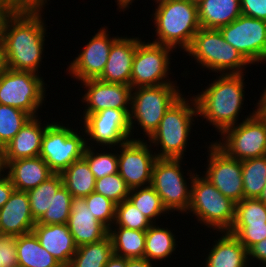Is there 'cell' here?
<instances>
[{"label": "cell", "mask_w": 266, "mask_h": 267, "mask_svg": "<svg viewBox=\"0 0 266 267\" xmlns=\"http://www.w3.org/2000/svg\"><path fill=\"white\" fill-rule=\"evenodd\" d=\"M266 224V205L258 198H243L235 203L233 225Z\"/></svg>", "instance_id": "obj_37"}, {"label": "cell", "mask_w": 266, "mask_h": 267, "mask_svg": "<svg viewBox=\"0 0 266 267\" xmlns=\"http://www.w3.org/2000/svg\"><path fill=\"white\" fill-rule=\"evenodd\" d=\"M7 70L5 50L2 40L0 39V76Z\"/></svg>", "instance_id": "obj_51"}, {"label": "cell", "mask_w": 266, "mask_h": 267, "mask_svg": "<svg viewBox=\"0 0 266 267\" xmlns=\"http://www.w3.org/2000/svg\"><path fill=\"white\" fill-rule=\"evenodd\" d=\"M2 151H3V148L0 146V153H2Z\"/></svg>", "instance_id": "obj_57"}, {"label": "cell", "mask_w": 266, "mask_h": 267, "mask_svg": "<svg viewBox=\"0 0 266 267\" xmlns=\"http://www.w3.org/2000/svg\"><path fill=\"white\" fill-rule=\"evenodd\" d=\"M61 177L63 186L73 198H85L95 190V176L84 158L73 162L61 173Z\"/></svg>", "instance_id": "obj_30"}, {"label": "cell", "mask_w": 266, "mask_h": 267, "mask_svg": "<svg viewBox=\"0 0 266 267\" xmlns=\"http://www.w3.org/2000/svg\"><path fill=\"white\" fill-rule=\"evenodd\" d=\"M213 233L218 237L212 236L215 240L212 246L204 248L209 252L204 255L205 262L201 261L203 266L200 267H249L248 251L233 234L228 231Z\"/></svg>", "instance_id": "obj_23"}, {"label": "cell", "mask_w": 266, "mask_h": 267, "mask_svg": "<svg viewBox=\"0 0 266 267\" xmlns=\"http://www.w3.org/2000/svg\"><path fill=\"white\" fill-rule=\"evenodd\" d=\"M5 174V165L3 161V153H0V177Z\"/></svg>", "instance_id": "obj_53"}, {"label": "cell", "mask_w": 266, "mask_h": 267, "mask_svg": "<svg viewBox=\"0 0 266 267\" xmlns=\"http://www.w3.org/2000/svg\"><path fill=\"white\" fill-rule=\"evenodd\" d=\"M189 1L192 2L195 5H198V4H200L204 0H189Z\"/></svg>", "instance_id": "obj_55"}, {"label": "cell", "mask_w": 266, "mask_h": 267, "mask_svg": "<svg viewBox=\"0 0 266 267\" xmlns=\"http://www.w3.org/2000/svg\"><path fill=\"white\" fill-rule=\"evenodd\" d=\"M242 15L266 21V0H240Z\"/></svg>", "instance_id": "obj_44"}, {"label": "cell", "mask_w": 266, "mask_h": 267, "mask_svg": "<svg viewBox=\"0 0 266 267\" xmlns=\"http://www.w3.org/2000/svg\"><path fill=\"white\" fill-rule=\"evenodd\" d=\"M35 224L27 192L14 190L0 209V235H24L32 232Z\"/></svg>", "instance_id": "obj_22"}, {"label": "cell", "mask_w": 266, "mask_h": 267, "mask_svg": "<svg viewBox=\"0 0 266 267\" xmlns=\"http://www.w3.org/2000/svg\"><path fill=\"white\" fill-rule=\"evenodd\" d=\"M62 119H55L47 126L39 155L54 174H61L73 162L82 159L86 148L85 131L81 126H77L80 123L70 124L65 118Z\"/></svg>", "instance_id": "obj_8"}, {"label": "cell", "mask_w": 266, "mask_h": 267, "mask_svg": "<svg viewBox=\"0 0 266 267\" xmlns=\"http://www.w3.org/2000/svg\"><path fill=\"white\" fill-rule=\"evenodd\" d=\"M152 224L128 199L116 204L115 221L112 226L146 231Z\"/></svg>", "instance_id": "obj_39"}, {"label": "cell", "mask_w": 266, "mask_h": 267, "mask_svg": "<svg viewBox=\"0 0 266 267\" xmlns=\"http://www.w3.org/2000/svg\"><path fill=\"white\" fill-rule=\"evenodd\" d=\"M112 240L108 235L99 242L78 246L70 267H105L113 256Z\"/></svg>", "instance_id": "obj_31"}, {"label": "cell", "mask_w": 266, "mask_h": 267, "mask_svg": "<svg viewBox=\"0 0 266 267\" xmlns=\"http://www.w3.org/2000/svg\"><path fill=\"white\" fill-rule=\"evenodd\" d=\"M197 6L200 26L207 29H219L242 14L240 0H204Z\"/></svg>", "instance_id": "obj_27"}, {"label": "cell", "mask_w": 266, "mask_h": 267, "mask_svg": "<svg viewBox=\"0 0 266 267\" xmlns=\"http://www.w3.org/2000/svg\"><path fill=\"white\" fill-rule=\"evenodd\" d=\"M0 267H18L15 237L0 235Z\"/></svg>", "instance_id": "obj_43"}, {"label": "cell", "mask_w": 266, "mask_h": 267, "mask_svg": "<svg viewBox=\"0 0 266 267\" xmlns=\"http://www.w3.org/2000/svg\"><path fill=\"white\" fill-rule=\"evenodd\" d=\"M224 40L252 64L266 63V21L240 15L219 28ZM260 62V63H259Z\"/></svg>", "instance_id": "obj_15"}, {"label": "cell", "mask_w": 266, "mask_h": 267, "mask_svg": "<svg viewBox=\"0 0 266 267\" xmlns=\"http://www.w3.org/2000/svg\"><path fill=\"white\" fill-rule=\"evenodd\" d=\"M18 267H59L61 264L43 248L33 232L15 236Z\"/></svg>", "instance_id": "obj_28"}, {"label": "cell", "mask_w": 266, "mask_h": 267, "mask_svg": "<svg viewBox=\"0 0 266 267\" xmlns=\"http://www.w3.org/2000/svg\"><path fill=\"white\" fill-rule=\"evenodd\" d=\"M248 262L250 267L252 265H258V267H261L266 264V238L256 243L248 250Z\"/></svg>", "instance_id": "obj_45"}, {"label": "cell", "mask_w": 266, "mask_h": 267, "mask_svg": "<svg viewBox=\"0 0 266 267\" xmlns=\"http://www.w3.org/2000/svg\"><path fill=\"white\" fill-rule=\"evenodd\" d=\"M183 160L184 158H157L152 169L151 186L171 214H175L176 211L178 214L185 215L191 202L193 178L199 172L194 167L183 170ZM185 170L188 171L187 174Z\"/></svg>", "instance_id": "obj_9"}, {"label": "cell", "mask_w": 266, "mask_h": 267, "mask_svg": "<svg viewBox=\"0 0 266 267\" xmlns=\"http://www.w3.org/2000/svg\"><path fill=\"white\" fill-rule=\"evenodd\" d=\"M24 0H0V39L7 18Z\"/></svg>", "instance_id": "obj_46"}, {"label": "cell", "mask_w": 266, "mask_h": 267, "mask_svg": "<svg viewBox=\"0 0 266 267\" xmlns=\"http://www.w3.org/2000/svg\"><path fill=\"white\" fill-rule=\"evenodd\" d=\"M182 93L179 84L133 88L130 111L131 138L148 139L158 128L165 112L183 95Z\"/></svg>", "instance_id": "obj_6"}, {"label": "cell", "mask_w": 266, "mask_h": 267, "mask_svg": "<svg viewBox=\"0 0 266 267\" xmlns=\"http://www.w3.org/2000/svg\"><path fill=\"white\" fill-rule=\"evenodd\" d=\"M67 226L77 247L99 242L109 234V229L96 219L84 198L72 199Z\"/></svg>", "instance_id": "obj_20"}, {"label": "cell", "mask_w": 266, "mask_h": 267, "mask_svg": "<svg viewBox=\"0 0 266 267\" xmlns=\"http://www.w3.org/2000/svg\"><path fill=\"white\" fill-rule=\"evenodd\" d=\"M96 149V147L86 146L83 154L95 179L118 173L117 147H98Z\"/></svg>", "instance_id": "obj_35"}, {"label": "cell", "mask_w": 266, "mask_h": 267, "mask_svg": "<svg viewBox=\"0 0 266 267\" xmlns=\"http://www.w3.org/2000/svg\"><path fill=\"white\" fill-rule=\"evenodd\" d=\"M185 214L195 217L204 229H212L210 232L229 231L235 219V202L198 172L193 178L191 202Z\"/></svg>", "instance_id": "obj_7"}, {"label": "cell", "mask_w": 266, "mask_h": 267, "mask_svg": "<svg viewBox=\"0 0 266 267\" xmlns=\"http://www.w3.org/2000/svg\"><path fill=\"white\" fill-rule=\"evenodd\" d=\"M52 122L41 120V116L31 117L17 135L3 148V161L6 166L10 161L38 157L41 152L42 137L47 126Z\"/></svg>", "instance_id": "obj_19"}, {"label": "cell", "mask_w": 266, "mask_h": 267, "mask_svg": "<svg viewBox=\"0 0 266 267\" xmlns=\"http://www.w3.org/2000/svg\"><path fill=\"white\" fill-rule=\"evenodd\" d=\"M260 201H262L266 205V183L263 187L261 195L258 197Z\"/></svg>", "instance_id": "obj_54"}, {"label": "cell", "mask_w": 266, "mask_h": 267, "mask_svg": "<svg viewBox=\"0 0 266 267\" xmlns=\"http://www.w3.org/2000/svg\"><path fill=\"white\" fill-rule=\"evenodd\" d=\"M197 63L199 69L215 74H241L252 64L226 42L219 29L200 28L190 47L182 54ZM249 65V66H248Z\"/></svg>", "instance_id": "obj_5"}, {"label": "cell", "mask_w": 266, "mask_h": 267, "mask_svg": "<svg viewBox=\"0 0 266 267\" xmlns=\"http://www.w3.org/2000/svg\"><path fill=\"white\" fill-rule=\"evenodd\" d=\"M244 198H258L266 183V156L241 161Z\"/></svg>", "instance_id": "obj_34"}, {"label": "cell", "mask_w": 266, "mask_h": 267, "mask_svg": "<svg viewBox=\"0 0 266 267\" xmlns=\"http://www.w3.org/2000/svg\"><path fill=\"white\" fill-rule=\"evenodd\" d=\"M59 267H70L69 265H60Z\"/></svg>", "instance_id": "obj_56"}, {"label": "cell", "mask_w": 266, "mask_h": 267, "mask_svg": "<svg viewBox=\"0 0 266 267\" xmlns=\"http://www.w3.org/2000/svg\"><path fill=\"white\" fill-rule=\"evenodd\" d=\"M127 199L152 223H159L158 219L163 216L166 217L164 219H169L167 216L171 213L151 185L130 189Z\"/></svg>", "instance_id": "obj_32"}, {"label": "cell", "mask_w": 266, "mask_h": 267, "mask_svg": "<svg viewBox=\"0 0 266 267\" xmlns=\"http://www.w3.org/2000/svg\"><path fill=\"white\" fill-rule=\"evenodd\" d=\"M49 1L24 0L7 18L1 36L7 68L42 75L41 65L47 46L45 37H48L43 16Z\"/></svg>", "instance_id": "obj_1"}, {"label": "cell", "mask_w": 266, "mask_h": 267, "mask_svg": "<svg viewBox=\"0 0 266 267\" xmlns=\"http://www.w3.org/2000/svg\"><path fill=\"white\" fill-rule=\"evenodd\" d=\"M5 174L10 178L15 190L28 192L54 173L40 157L10 161L5 166Z\"/></svg>", "instance_id": "obj_25"}, {"label": "cell", "mask_w": 266, "mask_h": 267, "mask_svg": "<svg viewBox=\"0 0 266 267\" xmlns=\"http://www.w3.org/2000/svg\"><path fill=\"white\" fill-rule=\"evenodd\" d=\"M79 88H84V94L79 98L84 108L81 114H93L108 108L125 110L129 115L131 111V92L129 85L115 84L90 79L80 82Z\"/></svg>", "instance_id": "obj_18"}, {"label": "cell", "mask_w": 266, "mask_h": 267, "mask_svg": "<svg viewBox=\"0 0 266 267\" xmlns=\"http://www.w3.org/2000/svg\"><path fill=\"white\" fill-rule=\"evenodd\" d=\"M118 173L130 189L151 185L152 169L157 159L145 139H130L117 147Z\"/></svg>", "instance_id": "obj_17"}, {"label": "cell", "mask_w": 266, "mask_h": 267, "mask_svg": "<svg viewBox=\"0 0 266 267\" xmlns=\"http://www.w3.org/2000/svg\"><path fill=\"white\" fill-rule=\"evenodd\" d=\"M31 117L25 111L0 104V146L4 148Z\"/></svg>", "instance_id": "obj_36"}, {"label": "cell", "mask_w": 266, "mask_h": 267, "mask_svg": "<svg viewBox=\"0 0 266 267\" xmlns=\"http://www.w3.org/2000/svg\"><path fill=\"white\" fill-rule=\"evenodd\" d=\"M191 95L186 96L184 91L183 95L165 112L158 128L148 138V143L155 147L153 150L157 158L183 159L184 157L186 159L185 152L192 144L190 143L192 127L195 121L199 122L197 104L194 96Z\"/></svg>", "instance_id": "obj_3"}, {"label": "cell", "mask_w": 266, "mask_h": 267, "mask_svg": "<svg viewBox=\"0 0 266 267\" xmlns=\"http://www.w3.org/2000/svg\"><path fill=\"white\" fill-rule=\"evenodd\" d=\"M260 97L255 102V114L266 124V87L259 93Z\"/></svg>", "instance_id": "obj_48"}, {"label": "cell", "mask_w": 266, "mask_h": 267, "mask_svg": "<svg viewBox=\"0 0 266 267\" xmlns=\"http://www.w3.org/2000/svg\"><path fill=\"white\" fill-rule=\"evenodd\" d=\"M154 3L156 7L150 17L155 28L152 38H155L149 41L184 53L201 28L198 6L189 0H159Z\"/></svg>", "instance_id": "obj_4"}, {"label": "cell", "mask_w": 266, "mask_h": 267, "mask_svg": "<svg viewBox=\"0 0 266 267\" xmlns=\"http://www.w3.org/2000/svg\"><path fill=\"white\" fill-rule=\"evenodd\" d=\"M219 137L213 142L231 158L243 161L266 156V124L255 113Z\"/></svg>", "instance_id": "obj_13"}, {"label": "cell", "mask_w": 266, "mask_h": 267, "mask_svg": "<svg viewBox=\"0 0 266 267\" xmlns=\"http://www.w3.org/2000/svg\"><path fill=\"white\" fill-rule=\"evenodd\" d=\"M84 199L96 219L109 229L115 221L116 203L95 191Z\"/></svg>", "instance_id": "obj_41"}, {"label": "cell", "mask_w": 266, "mask_h": 267, "mask_svg": "<svg viewBox=\"0 0 266 267\" xmlns=\"http://www.w3.org/2000/svg\"><path fill=\"white\" fill-rule=\"evenodd\" d=\"M134 1L136 0H115V3L117 5V9L119 10V12L123 11H126V10H129V8H132L130 7V5L132 6L133 3H135Z\"/></svg>", "instance_id": "obj_52"}, {"label": "cell", "mask_w": 266, "mask_h": 267, "mask_svg": "<svg viewBox=\"0 0 266 267\" xmlns=\"http://www.w3.org/2000/svg\"><path fill=\"white\" fill-rule=\"evenodd\" d=\"M126 267H157L154 263L146 258H126Z\"/></svg>", "instance_id": "obj_49"}, {"label": "cell", "mask_w": 266, "mask_h": 267, "mask_svg": "<svg viewBox=\"0 0 266 267\" xmlns=\"http://www.w3.org/2000/svg\"><path fill=\"white\" fill-rule=\"evenodd\" d=\"M44 79L34 72L7 68L0 76V104L25 111L32 117L40 116L39 110L46 106L48 96Z\"/></svg>", "instance_id": "obj_10"}, {"label": "cell", "mask_w": 266, "mask_h": 267, "mask_svg": "<svg viewBox=\"0 0 266 267\" xmlns=\"http://www.w3.org/2000/svg\"><path fill=\"white\" fill-rule=\"evenodd\" d=\"M62 186L61 174H53L46 181L27 192L31 214L36 222L50 208L53 197Z\"/></svg>", "instance_id": "obj_33"}, {"label": "cell", "mask_w": 266, "mask_h": 267, "mask_svg": "<svg viewBox=\"0 0 266 267\" xmlns=\"http://www.w3.org/2000/svg\"><path fill=\"white\" fill-rule=\"evenodd\" d=\"M94 191L119 204L128 198L130 188L119 173H115L97 179Z\"/></svg>", "instance_id": "obj_40"}, {"label": "cell", "mask_w": 266, "mask_h": 267, "mask_svg": "<svg viewBox=\"0 0 266 267\" xmlns=\"http://www.w3.org/2000/svg\"><path fill=\"white\" fill-rule=\"evenodd\" d=\"M108 27L103 25L94 32L92 37L87 38L88 43L82 50L68 62L66 75L74 79V82H82L90 79H98L105 69L112 44L120 37L110 34ZM112 35V36H111Z\"/></svg>", "instance_id": "obj_16"}, {"label": "cell", "mask_w": 266, "mask_h": 267, "mask_svg": "<svg viewBox=\"0 0 266 267\" xmlns=\"http://www.w3.org/2000/svg\"><path fill=\"white\" fill-rule=\"evenodd\" d=\"M105 267H126V258L113 254Z\"/></svg>", "instance_id": "obj_50"}, {"label": "cell", "mask_w": 266, "mask_h": 267, "mask_svg": "<svg viewBox=\"0 0 266 267\" xmlns=\"http://www.w3.org/2000/svg\"><path fill=\"white\" fill-rule=\"evenodd\" d=\"M228 232L233 234L248 251L266 238V224L232 225Z\"/></svg>", "instance_id": "obj_42"}, {"label": "cell", "mask_w": 266, "mask_h": 267, "mask_svg": "<svg viewBox=\"0 0 266 267\" xmlns=\"http://www.w3.org/2000/svg\"><path fill=\"white\" fill-rule=\"evenodd\" d=\"M159 225L158 223H153L146 230L144 250V258L157 266L158 262H161L162 265V261L164 263L166 260L167 263L169 260L171 261V256L174 259L173 254H176V249L179 247L178 243H180V241H177L178 236L174 234L172 227H164V224Z\"/></svg>", "instance_id": "obj_26"}, {"label": "cell", "mask_w": 266, "mask_h": 267, "mask_svg": "<svg viewBox=\"0 0 266 267\" xmlns=\"http://www.w3.org/2000/svg\"><path fill=\"white\" fill-rule=\"evenodd\" d=\"M15 190L10 178L4 174L0 177V209L9 200Z\"/></svg>", "instance_id": "obj_47"}, {"label": "cell", "mask_w": 266, "mask_h": 267, "mask_svg": "<svg viewBox=\"0 0 266 267\" xmlns=\"http://www.w3.org/2000/svg\"><path fill=\"white\" fill-rule=\"evenodd\" d=\"M213 75L216 78L212 77L211 83H207L208 86L205 89L193 96L197 104L199 120L204 119V123H208V126L212 125L218 135H221L226 129L253 115L255 107L244 118H240L246 106L244 105L245 94H247L245 84L248 82H245L244 73Z\"/></svg>", "instance_id": "obj_2"}, {"label": "cell", "mask_w": 266, "mask_h": 267, "mask_svg": "<svg viewBox=\"0 0 266 267\" xmlns=\"http://www.w3.org/2000/svg\"><path fill=\"white\" fill-rule=\"evenodd\" d=\"M114 255L127 259L144 258L146 231L111 226L108 234Z\"/></svg>", "instance_id": "obj_29"}, {"label": "cell", "mask_w": 266, "mask_h": 267, "mask_svg": "<svg viewBox=\"0 0 266 267\" xmlns=\"http://www.w3.org/2000/svg\"><path fill=\"white\" fill-rule=\"evenodd\" d=\"M139 36H137V48L131 69L130 86L132 89L177 84L178 81L171 80L170 77L175 75L170 67H172L171 60L173 59L171 54L176 51L169 46L156 44Z\"/></svg>", "instance_id": "obj_11"}, {"label": "cell", "mask_w": 266, "mask_h": 267, "mask_svg": "<svg viewBox=\"0 0 266 267\" xmlns=\"http://www.w3.org/2000/svg\"><path fill=\"white\" fill-rule=\"evenodd\" d=\"M32 232L40 245L45 248L61 265H69L77 250L74 238L67 224L36 223Z\"/></svg>", "instance_id": "obj_24"}, {"label": "cell", "mask_w": 266, "mask_h": 267, "mask_svg": "<svg viewBox=\"0 0 266 267\" xmlns=\"http://www.w3.org/2000/svg\"><path fill=\"white\" fill-rule=\"evenodd\" d=\"M72 195L62 186L53 197L50 208L36 222L40 224H67L71 213Z\"/></svg>", "instance_id": "obj_38"}, {"label": "cell", "mask_w": 266, "mask_h": 267, "mask_svg": "<svg viewBox=\"0 0 266 267\" xmlns=\"http://www.w3.org/2000/svg\"><path fill=\"white\" fill-rule=\"evenodd\" d=\"M207 143L204 142L208 155L204 164L206 171L199 173L225 197L235 203L240 202L244 198L241 161L229 157L213 140L208 143L209 145Z\"/></svg>", "instance_id": "obj_14"}, {"label": "cell", "mask_w": 266, "mask_h": 267, "mask_svg": "<svg viewBox=\"0 0 266 267\" xmlns=\"http://www.w3.org/2000/svg\"><path fill=\"white\" fill-rule=\"evenodd\" d=\"M137 48V37L123 36L112 44L108 61L101 76V81L130 86L133 58Z\"/></svg>", "instance_id": "obj_21"}, {"label": "cell", "mask_w": 266, "mask_h": 267, "mask_svg": "<svg viewBox=\"0 0 266 267\" xmlns=\"http://www.w3.org/2000/svg\"><path fill=\"white\" fill-rule=\"evenodd\" d=\"M79 120L86 135V146L118 147L131 138L130 115L125 110L108 108L93 114H81Z\"/></svg>", "instance_id": "obj_12"}]
</instances>
